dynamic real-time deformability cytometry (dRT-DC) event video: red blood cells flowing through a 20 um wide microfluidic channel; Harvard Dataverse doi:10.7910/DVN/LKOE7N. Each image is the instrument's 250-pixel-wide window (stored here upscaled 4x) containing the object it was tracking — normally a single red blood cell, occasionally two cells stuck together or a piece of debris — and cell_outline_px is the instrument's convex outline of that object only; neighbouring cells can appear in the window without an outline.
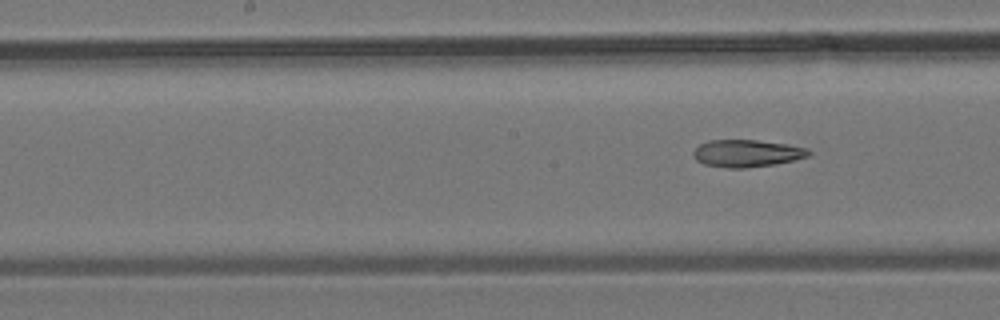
{"species": "common noctule bat (a hibernating species)", "species_latin": "Nyctalus noctula", "temperature_condition": "room temperature", "stored_images_in_passage": 7, "camera_frame_rate_fps": 3000, "um_per_image_px": 0.085, "animal": {"sex": "male", "body_mass_g": 19.2, "forearm_length_mm": 51.8}, "frame": {"image": 1, "passage_image": 7, "time_ms": 7.0, "image_size_px": [1000, 320], "cell_outline_px": [[812, 152], [808, 156], [776, 164], [744, 168], [728, 168], [704, 164], [696, 160], [692, 156], [692, 152], [700, 144], [708, 140], [756, 140], [788, 144], [808, 148]], "centroid_in_image_um": [63.47, 13.03], "position_along_channel_um": 184.7, "area_um2": 18.38}}